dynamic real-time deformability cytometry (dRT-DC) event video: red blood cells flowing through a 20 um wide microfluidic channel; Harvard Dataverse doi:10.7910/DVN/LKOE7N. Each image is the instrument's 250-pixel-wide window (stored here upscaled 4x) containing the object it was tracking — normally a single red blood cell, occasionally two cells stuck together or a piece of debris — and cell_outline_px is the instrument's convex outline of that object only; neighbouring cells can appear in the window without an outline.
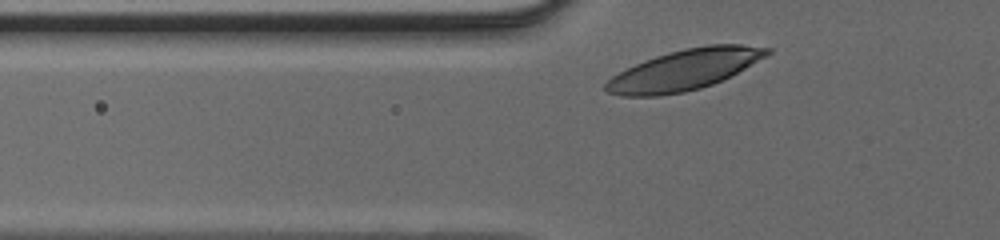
{"species": "human", "species_latin": "Homo sapiens", "temperature_condition": "cold", "stored_images_in_passage": 25, "camera_frame_rate_fps": 3000, "um_per_image_px": 0.085, "donor": {"sex": "male"}, "frame": {"image": 1, "passage_image": 2, "time_ms": 0.333, "image_size_px": [1000, 240], "cell_outline_px": [[772, 52], [744, 68], [712, 84], [700, 88], [684, 92], [660, 96], [620, 96], [608, 92], [604, 88], [604, 84], [612, 76], [644, 60], [656, 56], [684, 48], [708, 44], [740, 44], [772, 48]], "centroid_in_image_um": [58.15, 5.93], "position_along_channel_um": 67.6, "area_um2": 37.69}}
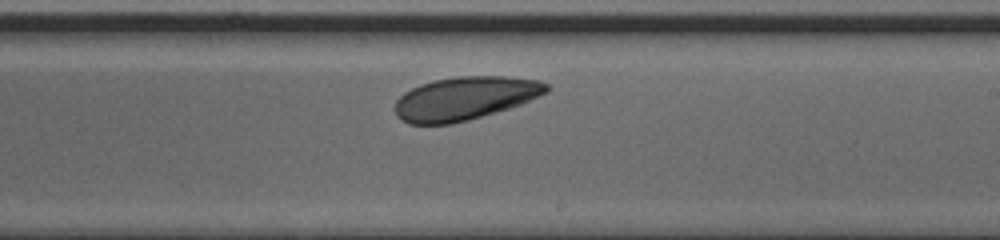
{"frame": {"image": 2, "passage_image": 15, "time_ms": 4.667, "image_size_px": [1000, 240], "cell_outline_px": [[548, 92], [520, 104], [508, 108], [468, 120], [452, 124], [408, 124], [400, 120], [396, 116], [396, 100], [404, 92], [420, 84], [436, 80], [456, 76], [504, 76], [540, 80], [548, 84]], "centroid_in_image_um": [39.5, 8.36], "position_along_channel_um": 249.5, "area_um2": 38.09}}
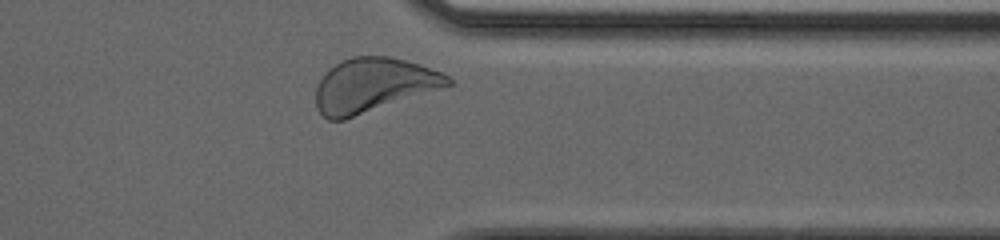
{"frame": {"image": 3, "passage_image": 24, "time_ms": 7.667, "image_size_px": [1000, 240], "cell_outline_px": [[452, 84], [344, 120], [328, 120], [316, 108], [316, 88], [324, 72], [336, 64], [352, 56], [388, 56], [420, 64], [440, 72], [448, 76], [452, 80]], "centroid_in_image_um": [31.69, 7.23], "position_along_channel_um": 379.7, "area_um2": 41.1}}